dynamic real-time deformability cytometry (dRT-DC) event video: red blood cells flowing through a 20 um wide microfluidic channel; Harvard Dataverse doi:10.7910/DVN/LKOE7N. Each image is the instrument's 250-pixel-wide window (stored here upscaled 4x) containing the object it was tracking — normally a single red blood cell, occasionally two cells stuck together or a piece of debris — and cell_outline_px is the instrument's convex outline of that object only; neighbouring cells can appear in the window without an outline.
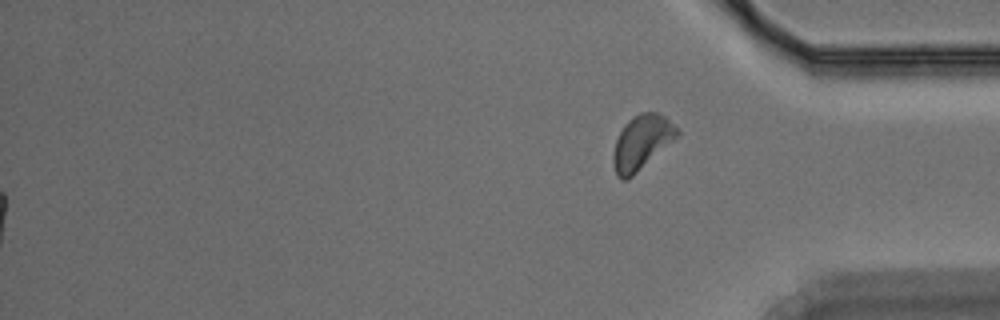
{"species": "Egyptian fruit bat (a non-hibernating species)", "species_latin": "Rousettus aegyptiacus", "temperature_condition": "warm", "stored_images_in_passage": 46, "segment_of_instrument_passage": [2, 2], "camera_frame_rate_fps": 3000, "um_per_image_px": 0.085, "animal": {"sex": "male"}, "frame": {"image": 1, "passage_image": 46, "time_ms": 15.0, "image_size_px": [1000, 320], "cell_outline_px": [[680, 136], [628, 180], [620, 180], [616, 176], [612, 164], [612, 156], [616, 140], [624, 124], [632, 116], [640, 112], [656, 112], [664, 116], [680, 128]], "centroid_in_image_um": [54.56, 12.11], "position_along_channel_um": 380.6, "area_um2": 20.75}}